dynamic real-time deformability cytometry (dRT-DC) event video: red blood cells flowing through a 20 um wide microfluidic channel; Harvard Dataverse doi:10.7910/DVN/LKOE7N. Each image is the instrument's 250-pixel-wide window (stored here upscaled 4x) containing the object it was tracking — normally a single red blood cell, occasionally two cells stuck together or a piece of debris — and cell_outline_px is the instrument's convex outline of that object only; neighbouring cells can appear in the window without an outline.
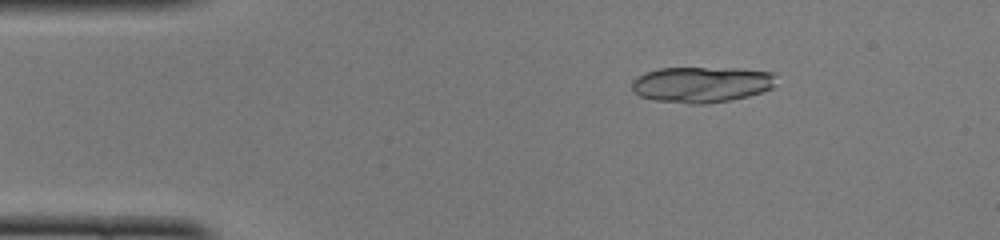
{"species": "common noctule bat (a hibernating species)", "species_latin": "Nyctalus noctula", "temperature_condition": "cold", "stored_images_in_passage": 15, "camera_frame_rate_fps": 3000, "um_per_image_px": 0.085, "animal": {"sex": "female", "body_mass_g": 22.0, "forearm_length_mm": 56.7}, "frame": {"image": 1, "passage_image": 7, "time_ms": 2.0, "image_size_px": [1000, 240], "cell_outline_px": [[776, 84], [772, 88], [748, 96], [732, 100], [704, 104], [688, 104], [656, 100], [640, 96], [632, 88], [632, 80], [636, 76], [644, 72], [660, 68], [736, 68], [772, 72]], "centroid_in_image_um": [59.62, 7.18], "position_along_channel_um": 25.4, "area_um2": 30.23}}